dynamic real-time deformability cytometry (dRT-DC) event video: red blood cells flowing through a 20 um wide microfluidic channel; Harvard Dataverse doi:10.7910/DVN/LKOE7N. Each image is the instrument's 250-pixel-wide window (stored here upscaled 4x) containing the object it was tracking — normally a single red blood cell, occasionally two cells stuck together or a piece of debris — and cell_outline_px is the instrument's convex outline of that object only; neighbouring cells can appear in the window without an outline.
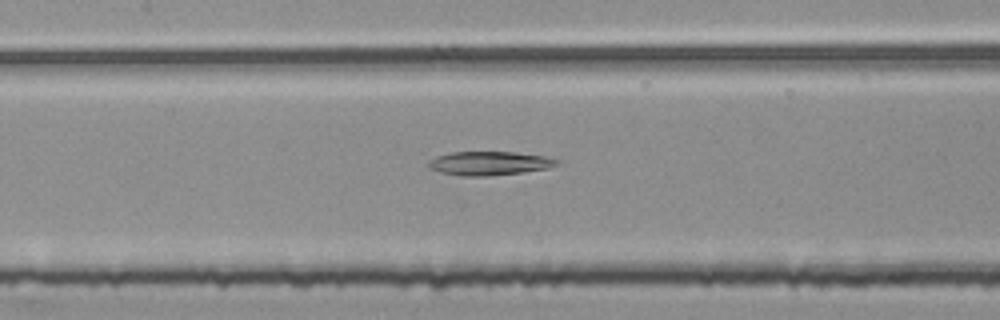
{"species": "common noctule bat (a hibernating species)", "species_latin": "Nyctalus noctula", "temperature_condition": "room temperature", "stored_images_in_passage": 49, "camera_frame_rate_fps": 3000, "um_per_image_px": 0.085, "animal": {"sex": "female", "body_mass_g": 25.1}, "frame": {"image": 1, "passage_image": 20, "time_ms": 6.333, "image_size_px": [1000, 320], "cell_outline_px": [[560, 164], [548, 168], [524, 172], [488, 176], [460, 176], [440, 172], [428, 168], [428, 164], [436, 156], [452, 152], [516, 152], [544, 156], [560, 160]], "centroid_in_image_um": [41.62, 13.88], "position_along_channel_um": 165.8, "area_um2": 17.86}}
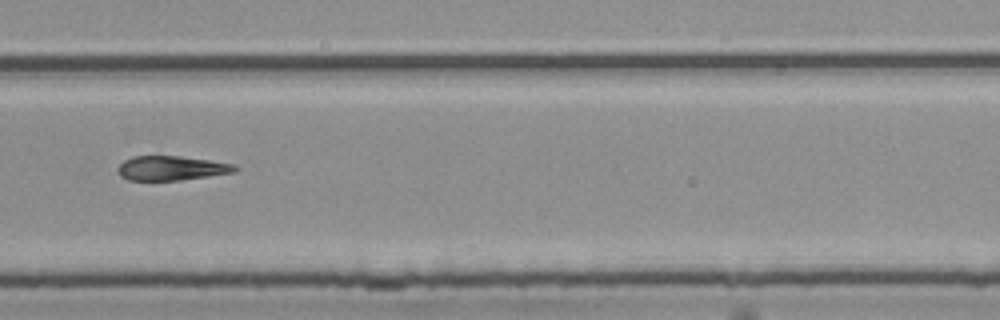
{"frame": {"image": 2, "passage_image": 32, "time_ms": 10.333, "image_size_px": [1000, 320], "cell_outline_px": [[240, 168], [236, 172], [180, 180], [128, 180], [120, 176], [116, 168], [124, 160], [132, 156], [180, 156], [236, 164]], "centroid_in_image_um": [14.58, 14.29], "position_along_channel_um": 315.2, "area_um2": 16.76}}
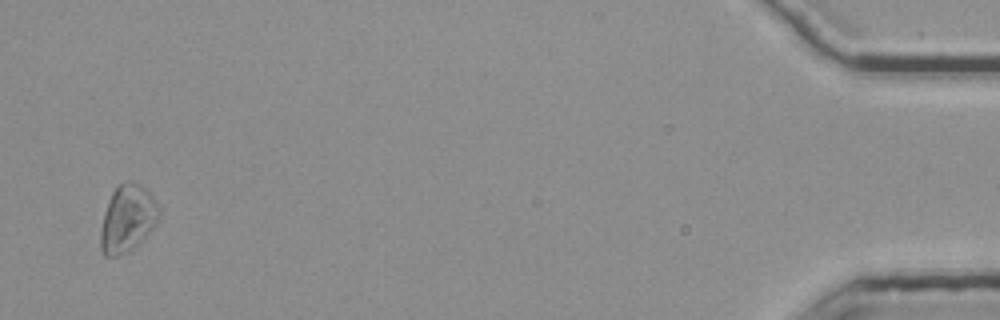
{"frame": {"image": 3, "passage_image": 48, "time_ms": 15.667, "image_size_px": [1000, 320], "cell_outline_px": [[160, 216], [156, 224], [136, 244], [124, 252], [116, 256], [104, 256], [100, 248], [100, 228], [104, 212], [112, 192], [124, 180], [128, 180], [140, 184], [156, 200], [160, 208]], "centroid_in_image_um": [10.82, 18.54], "position_along_channel_um": 424.4, "area_um2": 22.6}, "authors_computed_cell_mechanics": {"area_um2": 18.2648, "velocity_mm_per_s": 3.7512, "shape_relaxation_time_tau1_ms": null, "shape_relaxation_time_tau2_ms": 6.588, "deformation_change_tau1": null, "deformation_change_tau2": 0.1713}}